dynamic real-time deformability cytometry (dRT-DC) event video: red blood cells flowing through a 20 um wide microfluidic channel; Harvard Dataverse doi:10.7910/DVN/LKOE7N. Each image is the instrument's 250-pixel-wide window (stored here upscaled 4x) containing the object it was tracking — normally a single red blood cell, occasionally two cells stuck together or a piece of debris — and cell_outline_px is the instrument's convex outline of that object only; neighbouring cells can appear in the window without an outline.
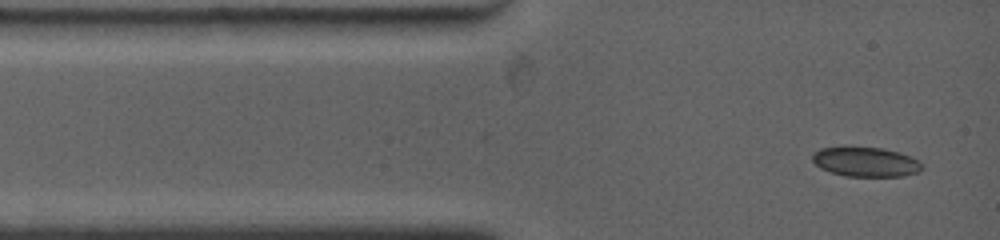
{"species": "common noctule bat (a hibernating species)", "species_latin": "Nyctalus noctula", "temperature_condition": "warm", "stored_images_in_passage": 73, "camera_frame_rate_fps": 4500, "um_per_image_px": 0.085, "animal": {"sex": "female", "body_mass_g": 19.0, "forearm_length_mm": 53.3}, "frame": {"image": 1, "passage_image": 1, "time_ms": 0.0, "image_size_px": [1000, 240], "cell_outline_px": [[920, 172], [904, 176], [844, 176], [820, 168], [812, 160], [812, 152], [820, 148], [880, 148], [900, 152], [912, 156], [920, 160]], "centroid_in_image_um": [73.6, 13.77], "position_along_channel_um": 11.4, "area_um2": 18.73}}
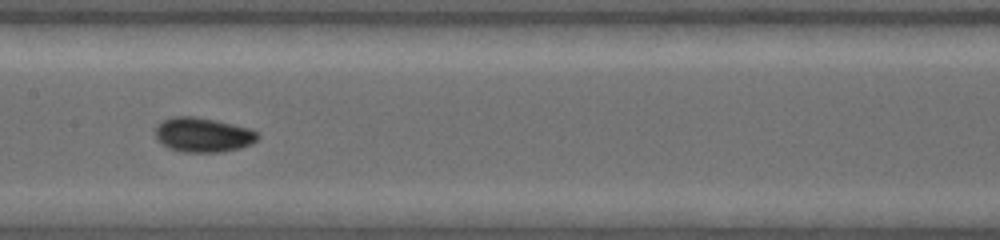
{"frame": {"image": 2, "passage_image": 33, "time_ms": 5.556, "image_size_px": [1000, 240], "cell_outline_px": [[260, 136], [252, 144], [240, 148], [220, 152], [180, 152], [168, 148], [160, 144], [156, 136], [156, 124], [164, 120], [176, 116], [192, 116], [216, 120], [248, 128], [256, 132]], "centroid_in_image_um": [17.23, 11.47], "position_along_channel_um": 190.2, "area_um2": 20.63}}
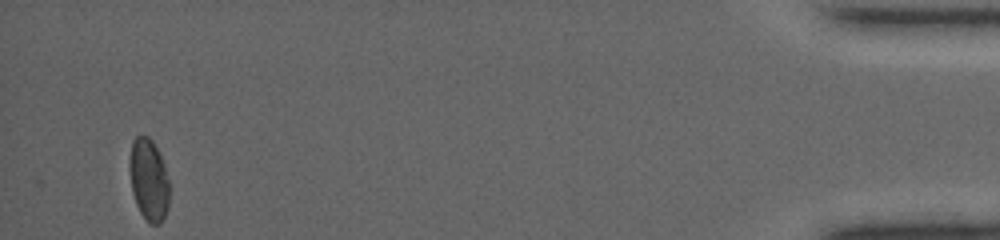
{"frame": {"image": 3, "passage_image": 72, "time_ms": 14.889, "image_size_px": [1000, 240], "cell_outline_px": [[168, 208], [160, 224], [148, 224], [140, 212], [136, 204], [132, 192], [128, 164], [132, 140], [136, 136], [148, 136], [152, 140], [160, 152], [164, 164], [168, 180]], "centroid_in_image_um": [12.62, 15.27], "position_along_channel_um": 422.6, "area_um2": 19.25}, "authors_computed_cell_mechanics": {"area_um2": 19.2474, "velocity_mm_per_s": 3.8161, "shape_relaxation_time_tau1_ms": null, "shape_relaxation_time_tau2_ms": 1.7838, "deformation_change_tau1": null, "deformation_change_tau2": 0.0442}}